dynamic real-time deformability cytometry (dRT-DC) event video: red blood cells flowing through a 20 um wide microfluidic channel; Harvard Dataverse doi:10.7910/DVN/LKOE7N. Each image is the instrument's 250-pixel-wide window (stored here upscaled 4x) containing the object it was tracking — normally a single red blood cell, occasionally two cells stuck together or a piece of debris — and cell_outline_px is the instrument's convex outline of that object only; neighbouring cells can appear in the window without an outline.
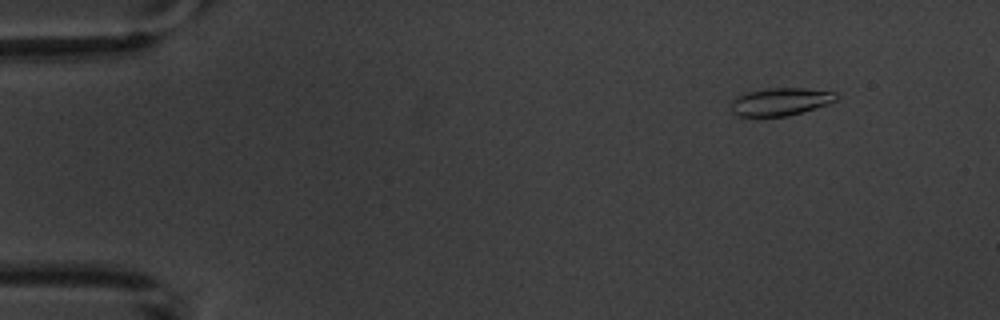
{"species": "common noctule bat (a hibernating species)", "species_latin": "Nyctalus noctula", "temperature_condition": "warm", "stored_images_in_passage": 5, "camera_frame_rate_fps": 3000, "um_per_image_px": 0.085, "animal": {"sex": "male", "body_mass_g": 20.1, "forearm_length_mm": 53.5}, "frame": {"image": 1, "passage_image": 2, "time_ms": 1.333, "image_size_px": [1000, 320], "cell_outline_px": [[840, 96], [836, 100], [828, 104], [788, 116], [736, 116], [732, 112], [732, 100], [736, 96], [748, 92], [764, 88], [804, 88], [836, 92]], "centroid_in_image_um": [66.35, 8.63], "position_along_channel_um": 18.7, "area_um2": 17.05}}